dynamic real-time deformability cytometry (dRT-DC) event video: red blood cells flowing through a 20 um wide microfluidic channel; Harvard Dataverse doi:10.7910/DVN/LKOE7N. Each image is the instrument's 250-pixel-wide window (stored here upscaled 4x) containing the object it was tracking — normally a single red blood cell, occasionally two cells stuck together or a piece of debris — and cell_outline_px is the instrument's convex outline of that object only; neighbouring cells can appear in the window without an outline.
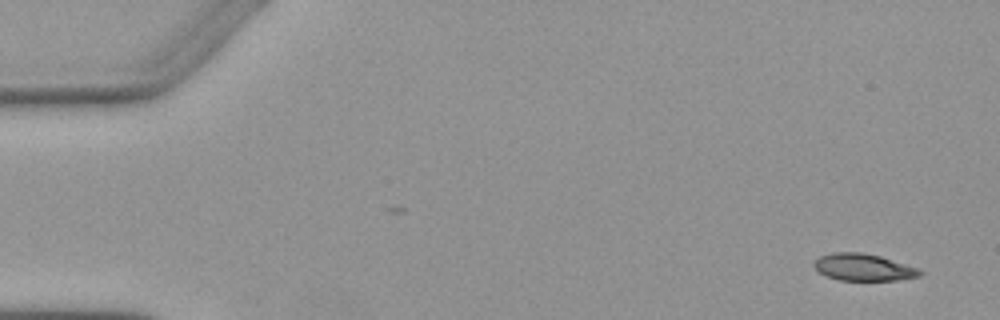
{"species": "Egyptian fruit bat (a non-hibernating species)", "species_latin": "Rousettus aegyptiacus", "temperature_condition": "warm", "stored_images_in_passage": 5, "camera_frame_rate_fps": 3000, "um_per_image_px": 0.085, "animal": {"sex": "female"}, "frame": {"image": 1, "passage_image": 1, "time_ms": 0.0, "image_size_px": [1000, 320], "cell_outline_px": [[924, 272], [920, 276], [896, 280], [840, 280], [824, 276], [812, 264], [820, 256], [832, 252], [860, 252], [880, 256], [916, 268]], "centroid_in_image_um": [73.35, 22.72], "position_along_channel_um": 11.6, "area_um2": 16.47}}
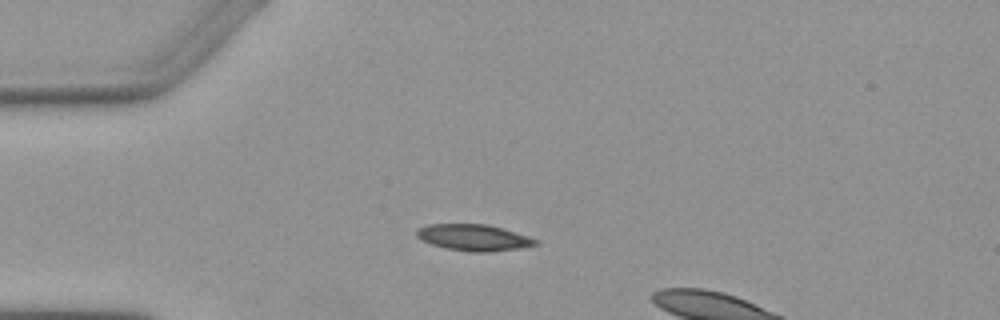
{"frame": {"image": 2, "passage_image": 4, "time_ms": 3.667, "image_size_px": [1000, 320], "cell_outline_px": [[540, 244], [520, 248], [488, 252], [468, 252], [448, 248], [432, 244], [420, 240], [416, 236], [416, 228], [428, 224], [488, 224], [528, 236], [540, 240]], "centroid_in_image_um": [40.27, 20.19], "position_along_channel_um": 44.7, "area_um2": 18.38}}